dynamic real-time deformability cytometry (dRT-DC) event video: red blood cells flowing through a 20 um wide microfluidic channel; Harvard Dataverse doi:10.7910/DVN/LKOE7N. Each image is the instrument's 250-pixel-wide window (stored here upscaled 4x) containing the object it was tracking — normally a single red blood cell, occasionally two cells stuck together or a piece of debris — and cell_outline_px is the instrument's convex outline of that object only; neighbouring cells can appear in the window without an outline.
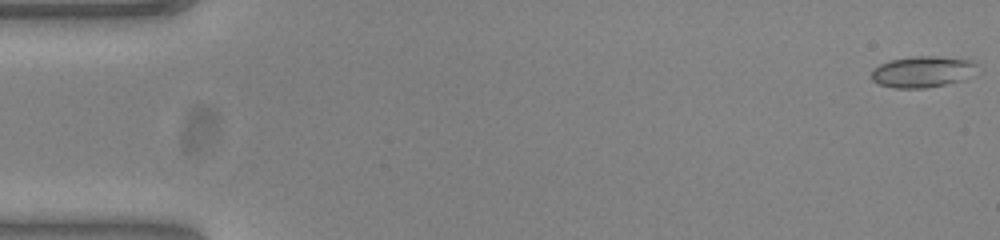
{"species": "common noctule bat (a hibernating species)", "species_latin": "Nyctalus noctula", "temperature_condition": "warm", "stored_images_in_passage": 53, "camera_frame_rate_fps": 3000, "um_per_image_px": 0.085, "animal": {"sex": "female", "body_mass_g": 23.0, "forearm_length_mm": 53.4}, "frame": {"image": 1, "passage_image": 1, "time_ms": 0.0, "image_size_px": [1000, 240], "cell_outline_px": [[976, 64], [964, 80], [924, 88], [896, 88], [880, 84], [872, 80], [872, 72], [880, 64], [892, 60], [912, 56], [932, 56], [968, 60]], "centroid_in_image_um": [78.34, 6.1], "position_along_channel_um": 6.7, "area_um2": 18.55}}
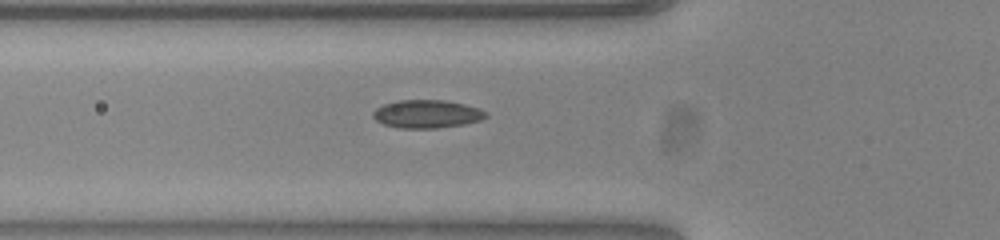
{"frame": {"image": 2, "passage_image": 19, "time_ms": 6.0, "image_size_px": [1000, 240], "cell_outline_px": [[488, 116], [480, 120], [464, 124], [436, 128], [400, 128], [384, 124], [376, 120], [372, 116], [372, 112], [376, 108], [384, 104], [400, 100], [444, 100], [464, 104], [480, 108], [488, 112]], "centroid_in_image_um": [36.3, 9.68], "position_along_channel_um": 89.5, "area_um2": 18.5}}
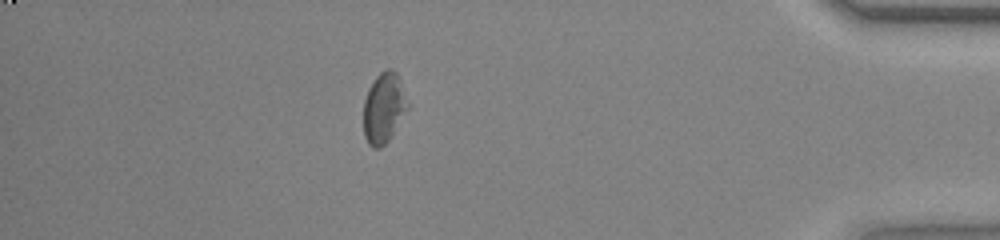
{"frame": {"image": 3, "passage_image": 47, "time_ms": 15.333, "image_size_px": [1000, 240], "cell_outline_px": [[408, 108], [388, 140], [380, 148], [372, 148], [368, 144], [364, 136], [364, 100], [368, 88], [376, 76], [380, 72], [388, 68], [392, 68], [396, 72], [400, 80], [408, 104]], "centroid_in_image_um": [32.6, 9.16], "position_along_channel_um": 402.6, "area_um2": 17.92}, "authors_computed_cell_mechanics": {"area_um2": 17.8602, "velocity_mm_per_s": 3.8502, "shape_relaxation_time_tau1_ms": null, "shape_relaxation_time_tau2_ms": 2.2368, "deformation_change_tau1": null, "deformation_change_tau2": 0.0662}}